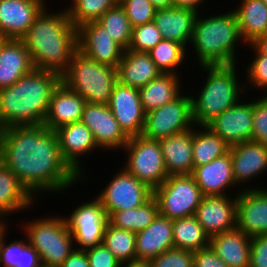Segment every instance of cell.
Listing matches in <instances>:
<instances>
[{
	"instance_id": "36",
	"label": "cell",
	"mask_w": 267,
	"mask_h": 267,
	"mask_svg": "<svg viewBox=\"0 0 267 267\" xmlns=\"http://www.w3.org/2000/svg\"><path fill=\"white\" fill-rule=\"evenodd\" d=\"M102 243L120 263L136 260V233L106 225Z\"/></svg>"
},
{
	"instance_id": "9",
	"label": "cell",
	"mask_w": 267,
	"mask_h": 267,
	"mask_svg": "<svg viewBox=\"0 0 267 267\" xmlns=\"http://www.w3.org/2000/svg\"><path fill=\"white\" fill-rule=\"evenodd\" d=\"M127 162L123 166L152 191L158 188L168 177L159 140L133 136L123 148Z\"/></svg>"
},
{
	"instance_id": "17",
	"label": "cell",
	"mask_w": 267,
	"mask_h": 267,
	"mask_svg": "<svg viewBox=\"0 0 267 267\" xmlns=\"http://www.w3.org/2000/svg\"><path fill=\"white\" fill-rule=\"evenodd\" d=\"M44 1L0 0V37L20 40L34 19L47 7Z\"/></svg>"
},
{
	"instance_id": "13",
	"label": "cell",
	"mask_w": 267,
	"mask_h": 267,
	"mask_svg": "<svg viewBox=\"0 0 267 267\" xmlns=\"http://www.w3.org/2000/svg\"><path fill=\"white\" fill-rule=\"evenodd\" d=\"M107 105L129 138L142 135L146 113L141 104L139 89L118 81Z\"/></svg>"
},
{
	"instance_id": "28",
	"label": "cell",
	"mask_w": 267,
	"mask_h": 267,
	"mask_svg": "<svg viewBox=\"0 0 267 267\" xmlns=\"http://www.w3.org/2000/svg\"><path fill=\"white\" fill-rule=\"evenodd\" d=\"M117 73L120 83L140 89L162 72L157 68L148 52L126 49L118 64Z\"/></svg>"
},
{
	"instance_id": "37",
	"label": "cell",
	"mask_w": 267,
	"mask_h": 267,
	"mask_svg": "<svg viewBox=\"0 0 267 267\" xmlns=\"http://www.w3.org/2000/svg\"><path fill=\"white\" fill-rule=\"evenodd\" d=\"M2 242L0 267H39L42 263L38 252L25 241L15 240L9 244Z\"/></svg>"
},
{
	"instance_id": "35",
	"label": "cell",
	"mask_w": 267,
	"mask_h": 267,
	"mask_svg": "<svg viewBox=\"0 0 267 267\" xmlns=\"http://www.w3.org/2000/svg\"><path fill=\"white\" fill-rule=\"evenodd\" d=\"M174 248L191 252L209 246L210 237L203 230L195 216L173 220Z\"/></svg>"
},
{
	"instance_id": "4",
	"label": "cell",
	"mask_w": 267,
	"mask_h": 267,
	"mask_svg": "<svg viewBox=\"0 0 267 267\" xmlns=\"http://www.w3.org/2000/svg\"><path fill=\"white\" fill-rule=\"evenodd\" d=\"M239 40L243 39L234 10L208 18H199L198 13L191 44L200 66L235 64V46Z\"/></svg>"
},
{
	"instance_id": "34",
	"label": "cell",
	"mask_w": 267,
	"mask_h": 267,
	"mask_svg": "<svg viewBox=\"0 0 267 267\" xmlns=\"http://www.w3.org/2000/svg\"><path fill=\"white\" fill-rule=\"evenodd\" d=\"M158 203L154 197L138 208L113 212L109 223L117 228L138 233L146 229L158 216Z\"/></svg>"
},
{
	"instance_id": "39",
	"label": "cell",
	"mask_w": 267,
	"mask_h": 267,
	"mask_svg": "<svg viewBox=\"0 0 267 267\" xmlns=\"http://www.w3.org/2000/svg\"><path fill=\"white\" fill-rule=\"evenodd\" d=\"M186 49L187 47L176 41L162 39L148 53L162 73L176 74L175 70L187 57Z\"/></svg>"
},
{
	"instance_id": "55",
	"label": "cell",
	"mask_w": 267,
	"mask_h": 267,
	"mask_svg": "<svg viewBox=\"0 0 267 267\" xmlns=\"http://www.w3.org/2000/svg\"><path fill=\"white\" fill-rule=\"evenodd\" d=\"M39 267H49V266H45V265H42V264H41Z\"/></svg>"
},
{
	"instance_id": "23",
	"label": "cell",
	"mask_w": 267,
	"mask_h": 267,
	"mask_svg": "<svg viewBox=\"0 0 267 267\" xmlns=\"http://www.w3.org/2000/svg\"><path fill=\"white\" fill-rule=\"evenodd\" d=\"M236 185L246 184L267 170V146L247 141L229 147Z\"/></svg>"
},
{
	"instance_id": "8",
	"label": "cell",
	"mask_w": 267,
	"mask_h": 267,
	"mask_svg": "<svg viewBox=\"0 0 267 267\" xmlns=\"http://www.w3.org/2000/svg\"><path fill=\"white\" fill-rule=\"evenodd\" d=\"M159 214L169 219L194 216L204 197L191 174L170 175L153 191Z\"/></svg>"
},
{
	"instance_id": "29",
	"label": "cell",
	"mask_w": 267,
	"mask_h": 267,
	"mask_svg": "<svg viewBox=\"0 0 267 267\" xmlns=\"http://www.w3.org/2000/svg\"><path fill=\"white\" fill-rule=\"evenodd\" d=\"M251 237L235 228L214 235L209 246L229 267H249Z\"/></svg>"
},
{
	"instance_id": "22",
	"label": "cell",
	"mask_w": 267,
	"mask_h": 267,
	"mask_svg": "<svg viewBox=\"0 0 267 267\" xmlns=\"http://www.w3.org/2000/svg\"><path fill=\"white\" fill-rule=\"evenodd\" d=\"M191 175L203 196L226 195L224 190L236 185L230 150L205 165L193 168Z\"/></svg>"
},
{
	"instance_id": "20",
	"label": "cell",
	"mask_w": 267,
	"mask_h": 267,
	"mask_svg": "<svg viewBox=\"0 0 267 267\" xmlns=\"http://www.w3.org/2000/svg\"><path fill=\"white\" fill-rule=\"evenodd\" d=\"M55 133L63 160L81 177L84 171L80 159L87 152L98 148L92 131L82 121H78L56 129Z\"/></svg>"
},
{
	"instance_id": "47",
	"label": "cell",
	"mask_w": 267,
	"mask_h": 267,
	"mask_svg": "<svg viewBox=\"0 0 267 267\" xmlns=\"http://www.w3.org/2000/svg\"><path fill=\"white\" fill-rule=\"evenodd\" d=\"M249 267H267V234L251 237Z\"/></svg>"
},
{
	"instance_id": "1",
	"label": "cell",
	"mask_w": 267,
	"mask_h": 267,
	"mask_svg": "<svg viewBox=\"0 0 267 267\" xmlns=\"http://www.w3.org/2000/svg\"><path fill=\"white\" fill-rule=\"evenodd\" d=\"M0 160L32 197L60 193L81 180L63 160L55 131L43 124L1 129Z\"/></svg>"
},
{
	"instance_id": "54",
	"label": "cell",
	"mask_w": 267,
	"mask_h": 267,
	"mask_svg": "<svg viewBox=\"0 0 267 267\" xmlns=\"http://www.w3.org/2000/svg\"><path fill=\"white\" fill-rule=\"evenodd\" d=\"M6 223L5 222H0V248H1V244L3 242V240H5V237H6V233H7V228L6 227Z\"/></svg>"
},
{
	"instance_id": "43",
	"label": "cell",
	"mask_w": 267,
	"mask_h": 267,
	"mask_svg": "<svg viewBox=\"0 0 267 267\" xmlns=\"http://www.w3.org/2000/svg\"><path fill=\"white\" fill-rule=\"evenodd\" d=\"M150 267H193V252L172 248L149 261Z\"/></svg>"
},
{
	"instance_id": "30",
	"label": "cell",
	"mask_w": 267,
	"mask_h": 267,
	"mask_svg": "<svg viewBox=\"0 0 267 267\" xmlns=\"http://www.w3.org/2000/svg\"><path fill=\"white\" fill-rule=\"evenodd\" d=\"M34 199L35 197L29 194L14 173L0 160V222L7 221L4 220L5 215H12L28 209V206L31 207Z\"/></svg>"
},
{
	"instance_id": "32",
	"label": "cell",
	"mask_w": 267,
	"mask_h": 267,
	"mask_svg": "<svg viewBox=\"0 0 267 267\" xmlns=\"http://www.w3.org/2000/svg\"><path fill=\"white\" fill-rule=\"evenodd\" d=\"M234 10L240 35L245 44H251L267 33V5L262 0H242Z\"/></svg>"
},
{
	"instance_id": "15",
	"label": "cell",
	"mask_w": 267,
	"mask_h": 267,
	"mask_svg": "<svg viewBox=\"0 0 267 267\" xmlns=\"http://www.w3.org/2000/svg\"><path fill=\"white\" fill-rule=\"evenodd\" d=\"M77 43L82 54L111 67H118L124 53V49L97 22H89L77 28Z\"/></svg>"
},
{
	"instance_id": "33",
	"label": "cell",
	"mask_w": 267,
	"mask_h": 267,
	"mask_svg": "<svg viewBox=\"0 0 267 267\" xmlns=\"http://www.w3.org/2000/svg\"><path fill=\"white\" fill-rule=\"evenodd\" d=\"M195 130L193 126V168L205 165L229 150V145L207 125Z\"/></svg>"
},
{
	"instance_id": "19",
	"label": "cell",
	"mask_w": 267,
	"mask_h": 267,
	"mask_svg": "<svg viewBox=\"0 0 267 267\" xmlns=\"http://www.w3.org/2000/svg\"><path fill=\"white\" fill-rule=\"evenodd\" d=\"M195 218L211 238L236 228V196H204Z\"/></svg>"
},
{
	"instance_id": "50",
	"label": "cell",
	"mask_w": 267,
	"mask_h": 267,
	"mask_svg": "<svg viewBox=\"0 0 267 267\" xmlns=\"http://www.w3.org/2000/svg\"><path fill=\"white\" fill-rule=\"evenodd\" d=\"M204 0H173V7L188 8L198 13L199 6Z\"/></svg>"
},
{
	"instance_id": "49",
	"label": "cell",
	"mask_w": 267,
	"mask_h": 267,
	"mask_svg": "<svg viewBox=\"0 0 267 267\" xmlns=\"http://www.w3.org/2000/svg\"><path fill=\"white\" fill-rule=\"evenodd\" d=\"M60 267H90L85 250L74 249Z\"/></svg>"
},
{
	"instance_id": "31",
	"label": "cell",
	"mask_w": 267,
	"mask_h": 267,
	"mask_svg": "<svg viewBox=\"0 0 267 267\" xmlns=\"http://www.w3.org/2000/svg\"><path fill=\"white\" fill-rule=\"evenodd\" d=\"M178 74L161 73L139 89L145 113L172 102L182 93Z\"/></svg>"
},
{
	"instance_id": "7",
	"label": "cell",
	"mask_w": 267,
	"mask_h": 267,
	"mask_svg": "<svg viewBox=\"0 0 267 267\" xmlns=\"http://www.w3.org/2000/svg\"><path fill=\"white\" fill-rule=\"evenodd\" d=\"M28 222L24 225V235L38 252L42 265L60 267L75 249L66 219L47 216Z\"/></svg>"
},
{
	"instance_id": "5",
	"label": "cell",
	"mask_w": 267,
	"mask_h": 267,
	"mask_svg": "<svg viewBox=\"0 0 267 267\" xmlns=\"http://www.w3.org/2000/svg\"><path fill=\"white\" fill-rule=\"evenodd\" d=\"M201 68L208 76L198 98L191 95L192 120L197 127L207 125L226 109L235 106L245 91L244 85L240 87L237 82L236 63L203 65Z\"/></svg>"
},
{
	"instance_id": "48",
	"label": "cell",
	"mask_w": 267,
	"mask_h": 267,
	"mask_svg": "<svg viewBox=\"0 0 267 267\" xmlns=\"http://www.w3.org/2000/svg\"><path fill=\"white\" fill-rule=\"evenodd\" d=\"M193 267H229L210 246L193 252Z\"/></svg>"
},
{
	"instance_id": "16",
	"label": "cell",
	"mask_w": 267,
	"mask_h": 267,
	"mask_svg": "<svg viewBox=\"0 0 267 267\" xmlns=\"http://www.w3.org/2000/svg\"><path fill=\"white\" fill-rule=\"evenodd\" d=\"M236 196V228L250 237L267 234V190L253 187Z\"/></svg>"
},
{
	"instance_id": "44",
	"label": "cell",
	"mask_w": 267,
	"mask_h": 267,
	"mask_svg": "<svg viewBox=\"0 0 267 267\" xmlns=\"http://www.w3.org/2000/svg\"><path fill=\"white\" fill-rule=\"evenodd\" d=\"M251 141L267 146V94L253 102Z\"/></svg>"
},
{
	"instance_id": "2",
	"label": "cell",
	"mask_w": 267,
	"mask_h": 267,
	"mask_svg": "<svg viewBox=\"0 0 267 267\" xmlns=\"http://www.w3.org/2000/svg\"><path fill=\"white\" fill-rule=\"evenodd\" d=\"M44 8L20 39L30 53L35 69L62 76L78 50L77 28L69 19L66 8L48 13Z\"/></svg>"
},
{
	"instance_id": "40",
	"label": "cell",
	"mask_w": 267,
	"mask_h": 267,
	"mask_svg": "<svg viewBox=\"0 0 267 267\" xmlns=\"http://www.w3.org/2000/svg\"><path fill=\"white\" fill-rule=\"evenodd\" d=\"M118 2L119 0H74L66 10L72 24L79 28L83 24L96 22Z\"/></svg>"
},
{
	"instance_id": "41",
	"label": "cell",
	"mask_w": 267,
	"mask_h": 267,
	"mask_svg": "<svg viewBox=\"0 0 267 267\" xmlns=\"http://www.w3.org/2000/svg\"><path fill=\"white\" fill-rule=\"evenodd\" d=\"M163 39L161 32L153 22L133 28L128 49L136 52H148Z\"/></svg>"
},
{
	"instance_id": "27",
	"label": "cell",
	"mask_w": 267,
	"mask_h": 267,
	"mask_svg": "<svg viewBox=\"0 0 267 267\" xmlns=\"http://www.w3.org/2000/svg\"><path fill=\"white\" fill-rule=\"evenodd\" d=\"M198 13L188 8L171 7L156 11L154 23L163 39L176 41L185 47L191 43Z\"/></svg>"
},
{
	"instance_id": "18",
	"label": "cell",
	"mask_w": 267,
	"mask_h": 267,
	"mask_svg": "<svg viewBox=\"0 0 267 267\" xmlns=\"http://www.w3.org/2000/svg\"><path fill=\"white\" fill-rule=\"evenodd\" d=\"M207 126L229 146L252 140L253 102L237 103L211 120Z\"/></svg>"
},
{
	"instance_id": "10",
	"label": "cell",
	"mask_w": 267,
	"mask_h": 267,
	"mask_svg": "<svg viewBox=\"0 0 267 267\" xmlns=\"http://www.w3.org/2000/svg\"><path fill=\"white\" fill-rule=\"evenodd\" d=\"M193 126L191 96L180 94L172 102L146 113L142 136L159 140Z\"/></svg>"
},
{
	"instance_id": "51",
	"label": "cell",
	"mask_w": 267,
	"mask_h": 267,
	"mask_svg": "<svg viewBox=\"0 0 267 267\" xmlns=\"http://www.w3.org/2000/svg\"><path fill=\"white\" fill-rule=\"evenodd\" d=\"M252 44L262 53L267 55V33L259 36Z\"/></svg>"
},
{
	"instance_id": "38",
	"label": "cell",
	"mask_w": 267,
	"mask_h": 267,
	"mask_svg": "<svg viewBox=\"0 0 267 267\" xmlns=\"http://www.w3.org/2000/svg\"><path fill=\"white\" fill-rule=\"evenodd\" d=\"M96 22L106 29L110 37L124 50L128 49L133 27L119 3L105 12Z\"/></svg>"
},
{
	"instance_id": "3",
	"label": "cell",
	"mask_w": 267,
	"mask_h": 267,
	"mask_svg": "<svg viewBox=\"0 0 267 267\" xmlns=\"http://www.w3.org/2000/svg\"><path fill=\"white\" fill-rule=\"evenodd\" d=\"M60 82L59 74L34 68L10 87L0 89V130L42 125Z\"/></svg>"
},
{
	"instance_id": "12",
	"label": "cell",
	"mask_w": 267,
	"mask_h": 267,
	"mask_svg": "<svg viewBox=\"0 0 267 267\" xmlns=\"http://www.w3.org/2000/svg\"><path fill=\"white\" fill-rule=\"evenodd\" d=\"M78 250H85L102 243L108 215L100 200L95 199L77 206L73 213L65 217Z\"/></svg>"
},
{
	"instance_id": "46",
	"label": "cell",
	"mask_w": 267,
	"mask_h": 267,
	"mask_svg": "<svg viewBox=\"0 0 267 267\" xmlns=\"http://www.w3.org/2000/svg\"><path fill=\"white\" fill-rule=\"evenodd\" d=\"M90 267H120V262L103 244L85 249Z\"/></svg>"
},
{
	"instance_id": "45",
	"label": "cell",
	"mask_w": 267,
	"mask_h": 267,
	"mask_svg": "<svg viewBox=\"0 0 267 267\" xmlns=\"http://www.w3.org/2000/svg\"><path fill=\"white\" fill-rule=\"evenodd\" d=\"M248 45L254 49L255 59L248 65L247 82L253 85L251 87L267 92V55L262 54L252 43Z\"/></svg>"
},
{
	"instance_id": "52",
	"label": "cell",
	"mask_w": 267,
	"mask_h": 267,
	"mask_svg": "<svg viewBox=\"0 0 267 267\" xmlns=\"http://www.w3.org/2000/svg\"><path fill=\"white\" fill-rule=\"evenodd\" d=\"M157 9H166L173 7V0H149Z\"/></svg>"
},
{
	"instance_id": "42",
	"label": "cell",
	"mask_w": 267,
	"mask_h": 267,
	"mask_svg": "<svg viewBox=\"0 0 267 267\" xmlns=\"http://www.w3.org/2000/svg\"><path fill=\"white\" fill-rule=\"evenodd\" d=\"M132 27L153 22L157 9L149 0H119Z\"/></svg>"
},
{
	"instance_id": "14",
	"label": "cell",
	"mask_w": 267,
	"mask_h": 267,
	"mask_svg": "<svg viewBox=\"0 0 267 267\" xmlns=\"http://www.w3.org/2000/svg\"><path fill=\"white\" fill-rule=\"evenodd\" d=\"M81 121L92 131L99 149L123 150L129 141L107 104L86 102Z\"/></svg>"
},
{
	"instance_id": "21",
	"label": "cell",
	"mask_w": 267,
	"mask_h": 267,
	"mask_svg": "<svg viewBox=\"0 0 267 267\" xmlns=\"http://www.w3.org/2000/svg\"><path fill=\"white\" fill-rule=\"evenodd\" d=\"M85 103L81 95L61 81L52 93L43 125L55 131L62 126L81 121Z\"/></svg>"
},
{
	"instance_id": "6",
	"label": "cell",
	"mask_w": 267,
	"mask_h": 267,
	"mask_svg": "<svg viewBox=\"0 0 267 267\" xmlns=\"http://www.w3.org/2000/svg\"><path fill=\"white\" fill-rule=\"evenodd\" d=\"M61 81L85 102L108 104L118 73L116 67L97 63L77 50Z\"/></svg>"
},
{
	"instance_id": "11",
	"label": "cell",
	"mask_w": 267,
	"mask_h": 267,
	"mask_svg": "<svg viewBox=\"0 0 267 267\" xmlns=\"http://www.w3.org/2000/svg\"><path fill=\"white\" fill-rule=\"evenodd\" d=\"M121 170L96 196L108 217L115 211L138 208L153 197V191L148 186L124 167Z\"/></svg>"
},
{
	"instance_id": "24",
	"label": "cell",
	"mask_w": 267,
	"mask_h": 267,
	"mask_svg": "<svg viewBox=\"0 0 267 267\" xmlns=\"http://www.w3.org/2000/svg\"><path fill=\"white\" fill-rule=\"evenodd\" d=\"M136 260L150 261L174 248L173 220L158 214L155 220L136 233Z\"/></svg>"
},
{
	"instance_id": "25",
	"label": "cell",
	"mask_w": 267,
	"mask_h": 267,
	"mask_svg": "<svg viewBox=\"0 0 267 267\" xmlns=\"http://www.w3.org/2000/svg\"><path fill=\"white\" fill-rule=\"evenodd\" d=\"M33 69L30 53L21 40L0 42V89L10 87Z\"/></svg>"
},
{
	"instance_id": "26",
	"label": "cell",
	"mask_w": 267,
	"mask_h": 267,
	"mask_svg": "<svg viewBox=\"0 0 267 267\" xmlns=\"http://www.w3.org/2000/svg\"><path fill=\"white\" fill-rule=\"evenodd\" d=\"M159 143L168 176L192 174L193 127L159 139Z\"/></svg>"
},
{
	"instance_id": "53",
	"label": "cell",
	"mask_w": 267,
	"mask_h": 267,
	"mask_svg": "<svg viewBox=\"0 0 267 267\" xmlns=\"http://www.w3.org/2000/svg\"><path fill=\"white\" fill-rule=\"evenodd\" d=\"M120 267H150L149 261L134 260L120 264Z\"/></svg>"
}]
</instances>
